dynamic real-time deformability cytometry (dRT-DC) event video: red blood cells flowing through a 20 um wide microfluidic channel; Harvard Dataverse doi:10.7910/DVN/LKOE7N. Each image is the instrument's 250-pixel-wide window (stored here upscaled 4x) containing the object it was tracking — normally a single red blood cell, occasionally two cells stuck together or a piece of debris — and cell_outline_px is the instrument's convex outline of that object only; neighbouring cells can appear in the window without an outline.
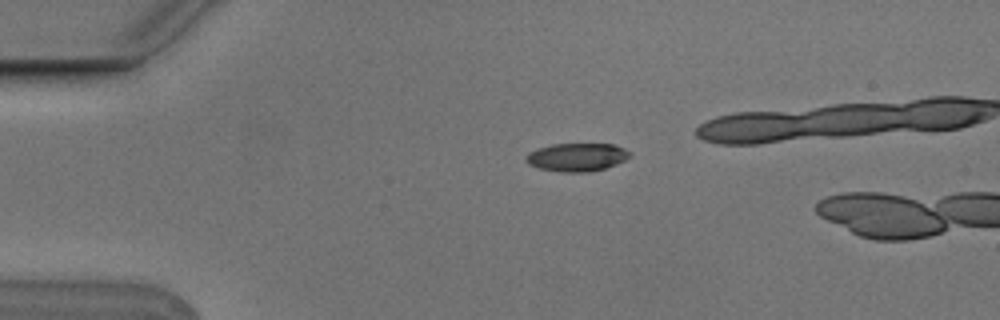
{"species": "Egyptian fruit bat (a non-hibernating species)", "species_latin": "Rousettus aegyptiacus", "temperature_condition": "cold", "stored_images_in_passage": 3, "camera_frame_rate_fps": 3000, "um_per_image_px": 0.085, "animal": {"sex": "male"}, "frame": {"image": 1, "passage_image": 1, "time_ms": 0.0, "image_size_px": [1000, 320], "cell_outline_px": [[632, 156], [616, 164], [604, 168], [588, 172], [560, 172], [540, 168], [528, 164], [524, 160], [524, 156], [528, 152], [536, 148], [552, 144], [612, 144], [624, 148], [632, 152]], "centroid_in_image_um": [49.01, 13.35], "position_along_channel_um": 36.0, "area_um2": 17.22}}